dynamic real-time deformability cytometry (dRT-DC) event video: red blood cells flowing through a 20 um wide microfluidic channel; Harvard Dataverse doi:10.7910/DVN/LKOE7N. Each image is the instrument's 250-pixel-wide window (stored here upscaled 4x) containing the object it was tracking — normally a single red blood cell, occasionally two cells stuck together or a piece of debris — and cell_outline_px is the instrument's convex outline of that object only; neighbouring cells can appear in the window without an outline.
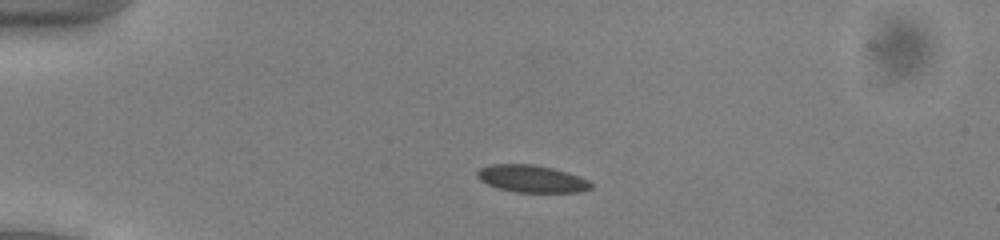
{"species": "common noctule bat (a hibernating species)", "species_latin": "Nyctalus noctula", "temperature_condition": "cold", "stored_images_in_passage": 41, "camera_frame_rate_fps": 3000, "um_per_image_px": 0.085, "animal": {"sex": "male", "body_mass_g": 13.0, "forearm_length_mm": 53.1}, "frame": {"image": 1, "passage_image": 1, "time_ms": 0.0, "image_size_px": [1000, 240], "cell_outline_px": [[592, 188], [580, 192], [516, 192], [496, 188], [480, 180], [476, 176], [476, 172], [480, 168], [488, 164], [532, 164], [552, 168], [568, 172], [580, 176], [588, 180], [592, 184]], "centroid_in_image_um": [45.18, 15.19], "position_along_channel_um": 39.8, "area_um2": 18.21}}
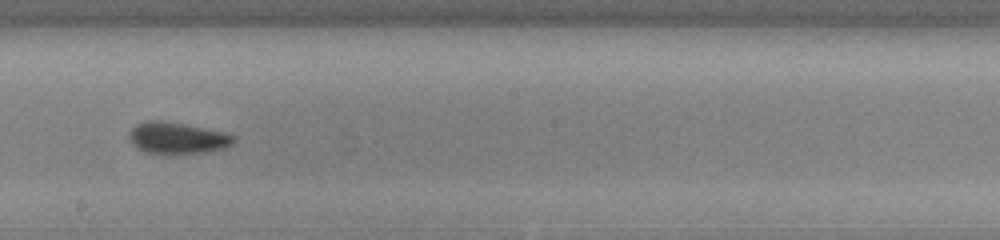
{"frame": {"image": 2, "passage_image": 19, "time_ms": 6.0, "image_size_px": [1000, 240], "cell_outline_px": [[236, 140], [232, 144], [224, 148], [204, 152], [168, 156], [164, 156], [144, 152], [136, 148], [128, 140], [128, 132], [136, 124], [148, 120], [164, 120], [224, 132], [236, 136]], "centroid_in_image_um": [15.01, 11.76], "position_along_channel_um": 233.2, "area_um2": 19.94}}
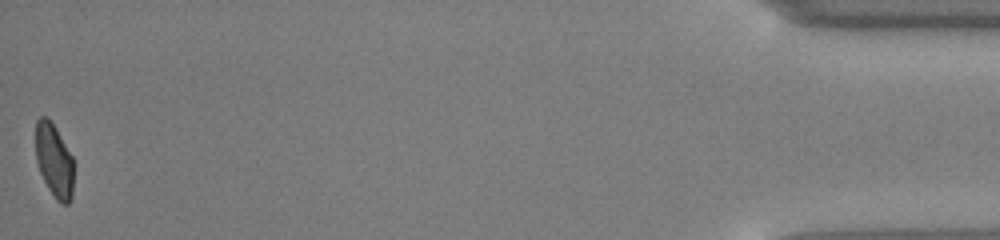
{"frame": {"image": 3, "passage_image": 41, "time_ms": 13.333, "image_size_px": [1000, 240], "cell_outline_px": [[76, 164], [72, 200], [68, 204], [60, 204], [56, 200], [48, 188], [40, 172], [36, 160], [36, 120], [40, 116], [48, 116], [56, 128], [72, 156]], "centroid_in_image_um": [4.65, 13.68], "position_along_channel_um": 430.6, "area_um2": 16.94}, "authors_computed_cell_mechanics": {"area_um2": 18.5538, "velocity_mm_per_s": 3.9141, "shape_relaxation_time_tau1_ms": 3.6088, "shape_relaxation_time_tau2_ms": 2.7633, "deformation_change_tau1": 0.1287, "deformation_change_tau2": 0.0855}}